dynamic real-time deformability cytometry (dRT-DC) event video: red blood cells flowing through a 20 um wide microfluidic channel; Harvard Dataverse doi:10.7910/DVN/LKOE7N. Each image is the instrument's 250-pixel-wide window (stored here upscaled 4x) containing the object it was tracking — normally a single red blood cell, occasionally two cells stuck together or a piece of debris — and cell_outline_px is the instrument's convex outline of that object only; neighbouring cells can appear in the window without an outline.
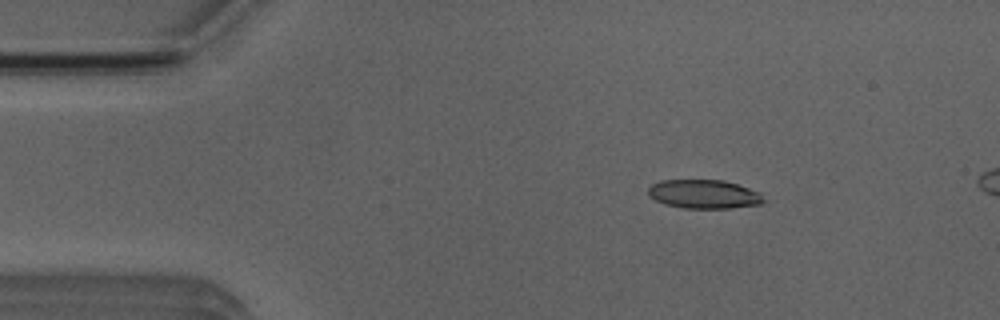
{"species": "Egyptian fruit bat (a non-hibernating species)", "species_latin": "Rousettus aegyptiacus", "temperature_condition": "room temperature", "stored_images_in_passage": 4, "camera_frame_rate_fps": 3000, "um_per_image_px": 0.085, "animal": {"sex": "male"}, "frame": {"image": 1, "passage_image": 2, "time_ms": 1.333, "image_size_px": [1000, 320], "cell_outline_px": [[764, 200], [760, 204], [728, 208], [684, 208], [664, 204], [648, 196], [648, 188], [652, 184], [660, 180], [724, 180], [760, 192]], "centroid_in_image_um": [59.8, 16.5], "position_along_channel_um": 25.2, "area_um2": 19.31}}